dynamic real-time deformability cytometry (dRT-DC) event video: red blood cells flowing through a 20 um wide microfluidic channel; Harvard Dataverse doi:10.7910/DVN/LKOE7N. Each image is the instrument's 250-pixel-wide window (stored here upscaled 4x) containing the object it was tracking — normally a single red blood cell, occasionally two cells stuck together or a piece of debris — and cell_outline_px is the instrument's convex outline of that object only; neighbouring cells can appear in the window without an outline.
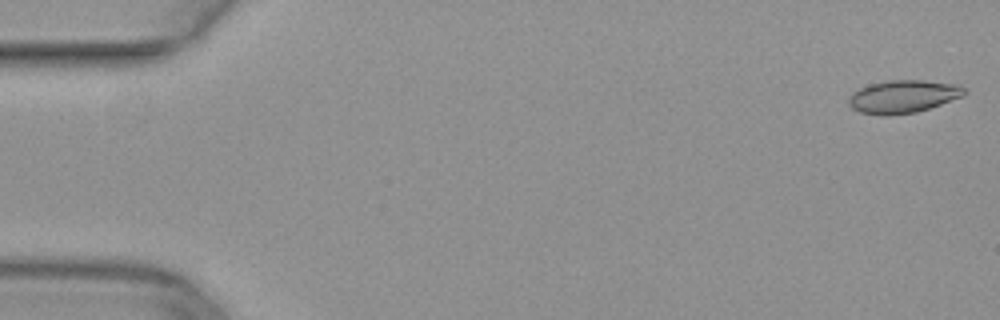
{"species": "common noctule bat (a hibernating species)", "species_latin": "Nyctalus noctula", "temperature_condition": "warm", "stored_images_in_passage": 28, "camera_frame_rate_fps": 3000, "um_per_image_px": 0.085, "animal": {"sex": "female", "body_mass_g": 29.2, "forearm_length_mm": 56.3}, "frame": {"image": 1, "passage_image": 1, "time_ms": 0.0, "image_size_px": [1000, 320], "cell_outline_px": [[968, 92], [964, 96], [916, 112], [888, 116], [884, 116], [860, 112], [852, 108], [848, 104], [848, 100], [852, 92], [868, 84], [888, 80], [924, 80], [960, 84]], "centroid_in_image_um": [76.77, 8.2], "position_along_channel_um": 8.2, "area_um2": 22.37}}
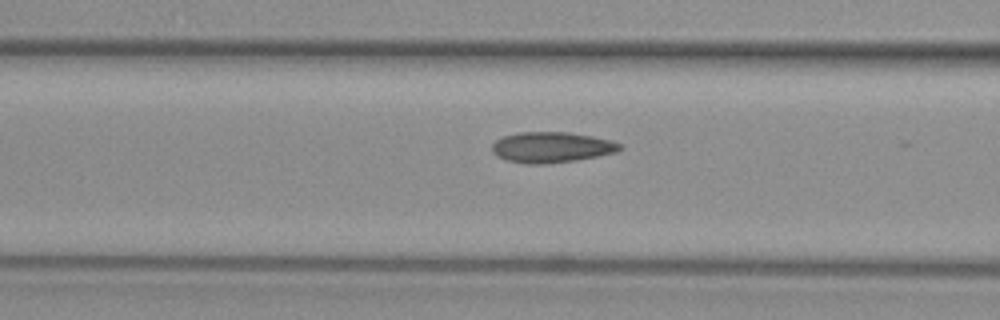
{"frame": {"image": 2, "passage_image": 20, "time_ms": 6.333, "image_size_px": [1000, 320], "cell_outline_px": [[624, 148], [616, 152], [576, 160], [544, 164], [528, 164], [508, 160], [496, 156], [492, 152], [492, 144], [496, 140], [504, 136], [520, 132], [568, 132], [592, 136], [612, 140], [620, 144]], "centroid_in_image_um": [46.88, 12.51], "position_along_channel_um": 119.7, "area_um2": 22.77}}
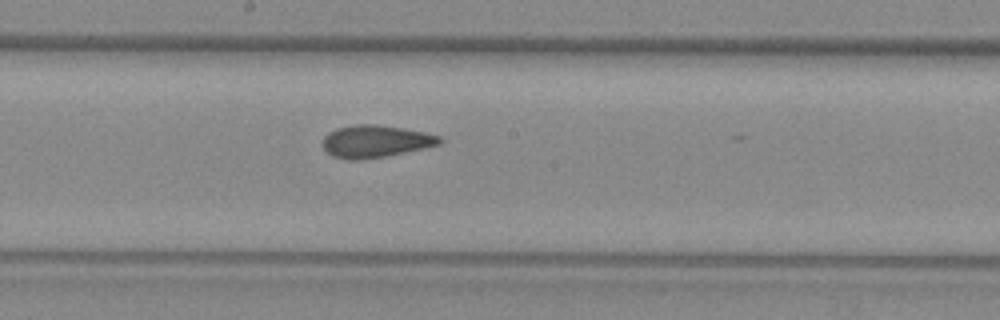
{"frame": {"image": 3, "passage_image": 27, "time_ms": 8.667, "image_size_px": [1000, 320], "cell_outline_px": [[444, 140], [440, 144], [404, 152], [384, 156], [360, 160], [348, 160], [332, 156], [324, 148], [324, 136], [328, 132], [336, 128], [356, 124], [376, 124], [424, 132], [440, 136]], "centroid_in_image_um": [31.9, 12.01], "position_along_channel_um": 216.3, "area_um2": 21.79}}